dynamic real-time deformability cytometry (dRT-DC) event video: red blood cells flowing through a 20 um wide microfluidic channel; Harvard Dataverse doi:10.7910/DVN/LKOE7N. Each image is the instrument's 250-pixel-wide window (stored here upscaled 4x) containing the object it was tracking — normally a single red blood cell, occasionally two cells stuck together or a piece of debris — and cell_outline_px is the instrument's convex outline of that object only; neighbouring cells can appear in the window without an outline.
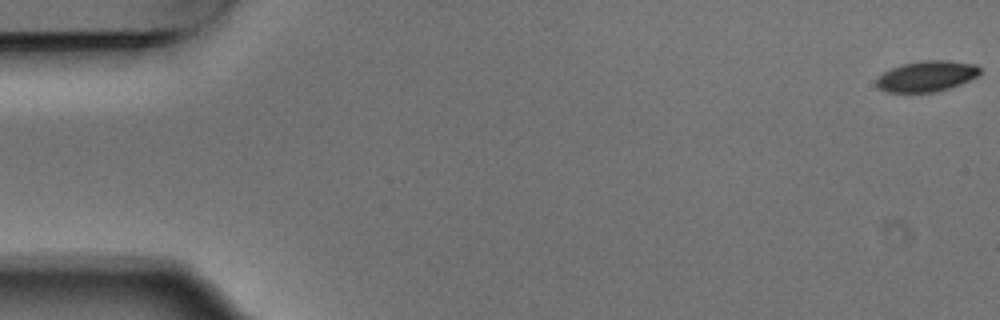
{"species": "Egyptian fruit bat (a non-hibernating species)", "species_latin": "Rousettus aegyptiacus", "temperature_condition": "warm", "stored_images_in_passage": 8, "camera_frame_rate_fps": 3000, "um_per_image_px": 0.085, "animal": {"sex": "male"}, "frame": {"image": 1, "passage_image": 1, "time_ms": 0.0, "image_size_px": [1000, 320], "cell_outline_px": [[980, 76], [960, 84], [936, 92], [888, 92], [880, 88], [876, 84], [876, 80], [884, 72], [892, 68], [904, 64], [920, 60], [948, 60], [976, 64], [980, 68]], "centroid_in_image_um": [78.82, 6.47], "position_along_channel_um": 6.2, "area_um2": 18.5}}
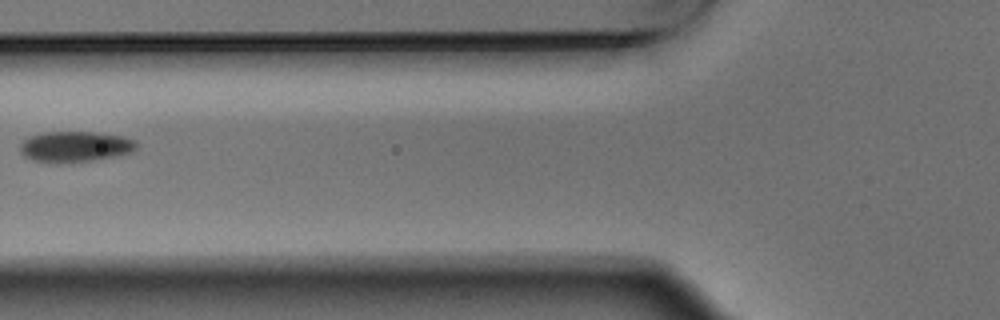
{"frame": {"image": 2, "passage_image": 7, "time_ms": 2.0, "image_size_px": [1000, 320], "cell_outline_px": [[136, 148], [132, 152], [116, 156], [68, 164], [56, 164], [32, 160], [24, 156], [20, 152], [20, 144], [24, 140], [32, 136], [48, 132], [92, 132], [120, 136], [136, 140]], "centroid_in_image_um": [6.36, 12.49], "position_along_channel_um": 119.4, "area_um2": 20.92}}
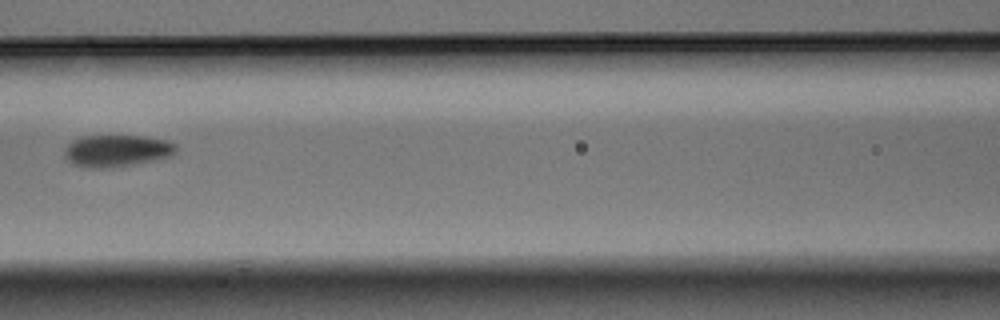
{"frame": {"image": 3, "passage_image": 8, "time_ms": 2.333, "image_size_px": [1000, 320], "cell_outline_px": [[176, 152], [172, 156], [112, 168], [84, 168], [72, 164], [64, 156], [64, 152], [68, 144], [72, 140], [84, 136], [140, 136], [164, 140], [176, 144]], "centroid_in_image_um": [9.88, 12.83], "position_along_channel_um": 156.7, "area_um2": 20.69}}